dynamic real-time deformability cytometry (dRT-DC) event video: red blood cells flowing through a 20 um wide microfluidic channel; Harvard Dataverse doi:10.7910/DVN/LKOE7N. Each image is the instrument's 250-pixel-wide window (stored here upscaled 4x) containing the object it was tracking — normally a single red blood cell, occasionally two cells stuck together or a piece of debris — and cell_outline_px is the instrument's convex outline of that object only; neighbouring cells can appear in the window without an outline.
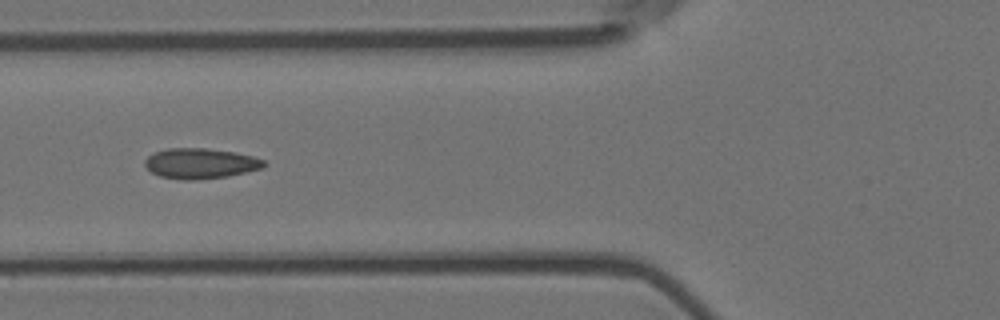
{"species": "Egyptian fruit bat (a non-hibernating species)", "species_latin": "Rousettus aegyptiacus", "temperature_condition": "room temperature", "stored_images_in_passage": 10, "camera_frame_rate_fps": 3000, "um_per_image_px": 0.085, "animal": {"sex": "female"}, "frame": {"image": 1, "passage_image": 6, "time_ms": 1.667, "image_size_px": [1000, 320], "cell_outline_px": [[268, 164], [264, 168], [228, 176], [192, 180], [184, 180], [160, 176], [152, 172], [144, 164], [144, 160], [152, 152], [168, 148], [204, 148], [232, 152], [252, 156], [264, 160]], "centroid_in_image_um": [17.03, 13.89], "position_along_channel_um": 108.8, "area_um2": 21.04}}
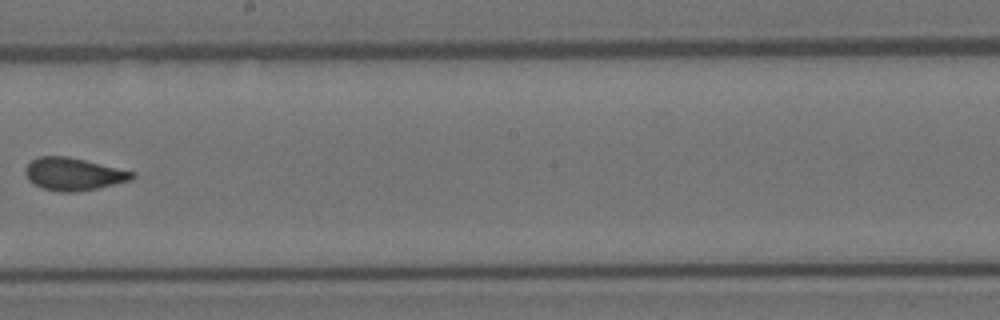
{"frame": {"image": 2, "passage_image": 9, "time_ms": 2.667, "image_size_px": [1000, 320], "cell_outline_px": [[136, 176], [132, 180], [96, 188], [76, 192], [60, 192], [40, 188], [28, 180], [24, 172], [24, 168], [32, 160], [40, 156], [68, 156], [136, 172]], "centroid_in_image_um": [6.23, 14.8], "position_along_channel_um": 242.0, "area_um2": 20.4}}
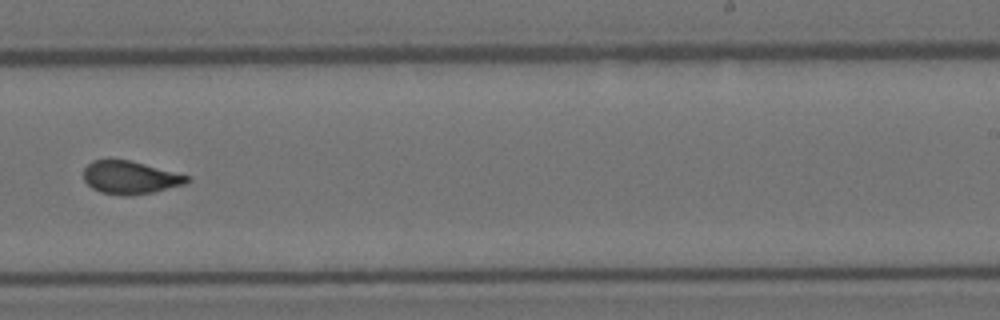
{"frame": {"image": 3, "passage_image": 10, "time_ms": 3.0, "image_size_px": [1000, 320], "cell_outline_px": [[192, 180], [184, 184], [152, 192], [132, 196], [120, 196], [100, 192], [92, 188], [84, 180], [84, 168], [92, 160], [128, 160], [192, 176]], "centroid_in_image_um": [11.07, 15.1], "position_along_channel_um": 277.9, "area_um2": 19.88}}